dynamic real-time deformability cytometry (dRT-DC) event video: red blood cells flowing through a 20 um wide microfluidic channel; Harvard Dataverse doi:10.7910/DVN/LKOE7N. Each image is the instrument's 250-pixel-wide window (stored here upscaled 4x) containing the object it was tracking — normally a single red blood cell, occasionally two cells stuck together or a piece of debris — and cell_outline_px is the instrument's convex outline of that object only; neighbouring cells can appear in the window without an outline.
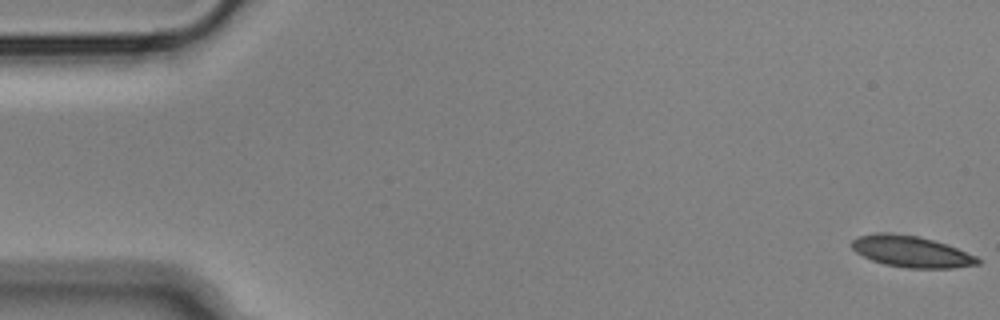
{"species": "Egyptian fruit bat (a non-hibernating species)", "species_latin": "Rousettus aegyptiacus", "temperature_condition": "cold", "stored_images_in_passage": 55, "camera_frame_rate_fps": 3000, "um_per_image_px": 0.085, "animal": {"sex": "male"}, "frame": {"image": 1, "passage_image": 1, "time_ms": 0.0, "image_size_px": [1000, 320], "cell_outline_px": [[980, 264], [952, 268], [908, 268], [884, 264], [872, 260], [856, 252], [852, 248], [852, 240], [856, 236], [880, 232], [884, 232], [916, 236], [932, 240], [956, 248], [976, 256], [980, 260]], "centroid_in_image_um": [77.43, 21.39], "position_along_channel_um": 7.6, "area_um2": 22.72}}
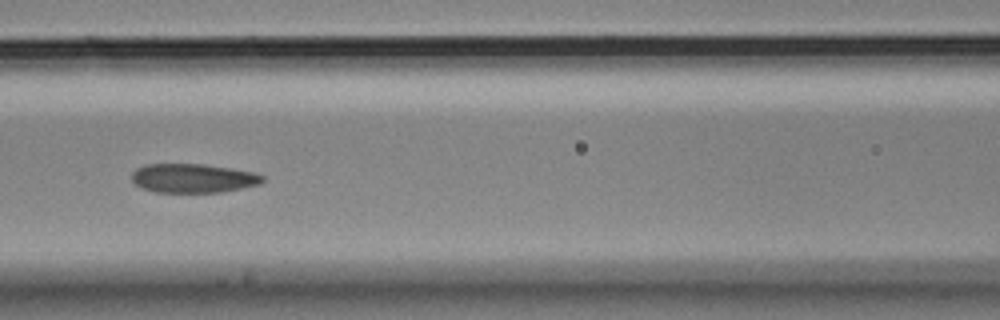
{"frame": {"image": 2, "passage_image": 24, "time_ms": 7.667, "image_size_px": [1000, 320], "cell_outline_px": [[264, 180], [260, 184], [220, 192], [152, 192], [140, 188], [132, 180], [132, 172], [136, 168], [144, 164], [204, 164], [256, 172], [264, 176]], "centroid_in_image_um": [16.39, 15.14], "position_along_channel_um": 150.2, "area_um2": 22.25}}
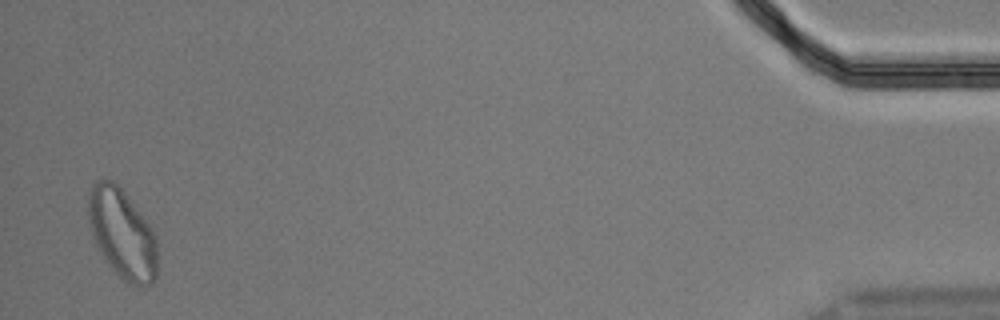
{"frame": {"image": 3, "passage_image": 54, "time_ms": 17.667, "image_size_px": [1000, 320], "cell_outline_px": [[156, 276], [152, 284], [140, 288], [136, 288], [128, 284], [104, 260], [92, 236], [88, 220], [88, 192], [92, 184], [100, 176], [112, 180], [120, 188], [136, 208], [148, 224], [156, 236]], "centroid_in_image_um": [10.35, 19.87], "position_along_channel_um": 424.8, "area_um2": 36.18}, "authors_computed_cell_mechanics": {"area_um2": 23.5246, "velocity_mm_per_s": 3.6166, "shape_relaxation_time_tau1_ms": 6.6608, "shape_relaxation_time_tau2_ms": 2.5571, "deformation_change_tau1": 0.132, "deformation_change_tau2": 0.0761}}